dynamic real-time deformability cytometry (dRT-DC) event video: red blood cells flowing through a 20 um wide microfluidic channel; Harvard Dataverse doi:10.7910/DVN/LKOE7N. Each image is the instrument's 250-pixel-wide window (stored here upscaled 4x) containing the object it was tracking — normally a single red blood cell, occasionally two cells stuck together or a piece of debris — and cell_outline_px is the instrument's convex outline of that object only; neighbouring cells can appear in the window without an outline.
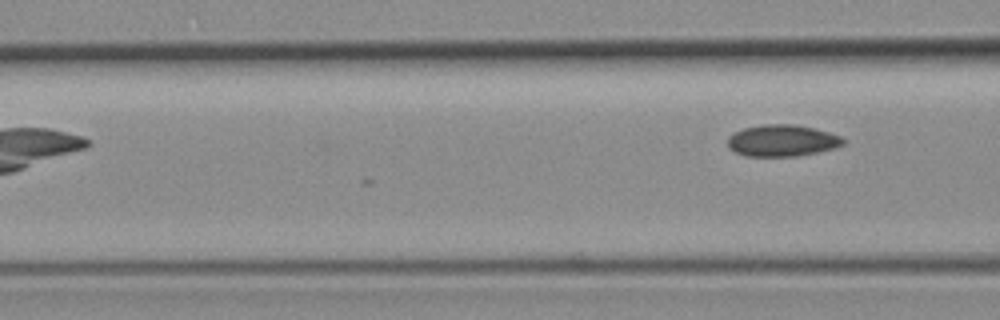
{"species": "common noctule bat (a hibernating species)", "species_latin": "Nyctalus noctula", "temperature_condition": "room temperature", "stored_images_in_passage": 4, "camera_frame_rate_fps": 3000, "um_per_image_px": 0.085, "animal": {"sex": "female", "body_mass_g": 19.3, "forearm_length_mm": 54.1}, "frame": {"image": 1, "passage_image": 4, "time_ms": 1.0, "image_size_px": [1000, 320], "cell_outline_px": [[844, 144], [836, 148], [796, 156], [744, 156], [728, 148], [728, 136], [732, 132], [744, 128], [764, 124], [796, 124], [816, 128], [840, 136], [844, 140]], "centroid_in_image_um": [66.46, 11.94], "position_along_channel_um": 100.1, "area_um2": 21.44}}